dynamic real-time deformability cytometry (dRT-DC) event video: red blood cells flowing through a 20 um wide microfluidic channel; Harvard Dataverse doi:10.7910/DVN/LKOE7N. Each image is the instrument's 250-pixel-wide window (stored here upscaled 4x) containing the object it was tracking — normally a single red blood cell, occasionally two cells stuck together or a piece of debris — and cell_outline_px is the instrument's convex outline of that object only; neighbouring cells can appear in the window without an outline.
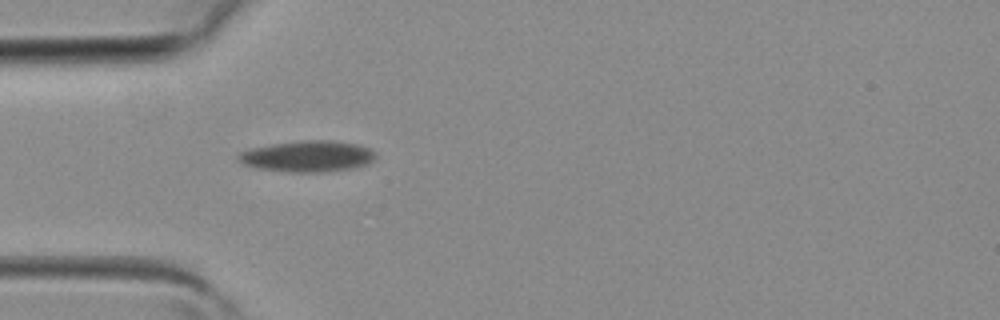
{"species": "common noctule bat (a hibernating species)", "species_latin": "Nyctalus noctula", "temperature_condition": "room temperature", "stored_images_in_passage": 1, "camera_frame_rate_fps": 3000, "um_per_image_px": 0.085, "animal": {"sex": "female", "body_mass_g": 19.3, "forearm_length_mm": 54.1}, "frame": {"image": 1, "passage_image": 1, "time_ms": 0.0, "image_size_px": [1000, 320], "cell_outline_px": [[376, 156], [368, 164], [348, 168], [320, 172], [288, 172], [256, 168], [244, 164], [236, 160], [236, 156], [240, 152], [248, 148], [272, 144], [304, 140], [332, 140], [356, 144], [368, 148], [376, 152]], "centroid_in_image_um": [26.08, 13.28], "position_along_channel_um": 58.9, "area_um2": 24.91}}